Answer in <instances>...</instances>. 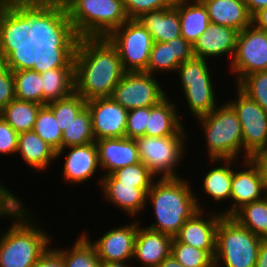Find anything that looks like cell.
I'll list each match as a JSON object with an SVG mask.
<instances>
[{"instance_id":"49","label":"cell","mask_w":267,"mask_h":267,"mask_svg":"<svg viewBox=\"0 0 267 267\" xmlns=\"http://www.w3.org/2000/svg\"><path fill=\"white\" fill-rule=\"evenodd\" d=\"M252 24L256 28L267 32V7L259 10L252 16Z\"/></svg>"},{"instance_id":"23","label":"cell","mask_w":267,"mask_h":267,"mask_svg":"<svg viewBox=\"0 0 267 267\" xmlns=\"http://www.w3.org/2000/svg\"><path fill=\"white\" fill-rule=\"evenodd\" d=\"M193 57L192 45L182 36L167 42H153L145 72L152 75L175 73L178 66Z\"/></svg>"},{"instance_id":"47","label":"cell","mask_w":267,"mask_h":267,"mask_svg":"<svg viewBox=\"0 0 267 267\" xmlns=\"http://www.w3.org/2000/svg\"><path fill=\"white\" fill-rule=\"evenodd\" d=\"M249 159L258 168L260 177L264 181L267 190V151L265 149L256 151Z\"/></svg>"},{"instance_id":"33","label":"cell","mask_w":267,"mask_h":267,"mask_svg":"<svg viewBox=\"0 0 267 267\" xmlns=\"http://www.w3.org/2000/svg\"><path fill=\"white\" fill-rule=\"evenodd\" d=\"M231 217L253 234L267 238V196L243 205Z\"/></svg>"},{"instance_id":"30","label":"cell","mask_w":267,"mask_h":267,"mask_svg":"<svg viewBox=\"0 0 267 267\" xmlns=\"http://www.w3.org/2000/svg\"><path fill=\"white\" fill-rule=\"evenodd\" d=\"M214 168L204 172L202 192L211 197L215 204L231 199L232 165L238 164L236 159H208ZM222 162V163H221ZM216 163V164H215ZM219 164V165H217ZM216 165V166H215Z\"/></svg>"},{"instance_id":"52","label":"cell","mask_w":267,"mask_h":267,"mask_svg":"<svg viewBox=\"0 0 267 267\" xmlns=\"http://www.w3.org/2000/svg\"><path fill=\"white\" fill-rule=\"evenodd\" d=\"M157 267H185V266L181 265L175 259V257L172 254H170Z\"/></svg>"},{"instance_id":"25","label":"cell","mask_w":267,"mask_h":267,"mask_svg":"<svg viewBox=\"0 0 267 267\" xmlns=\"http://www.w3.org/2000/svg\"><path fill=\"white\" fill-rule=\"evenodd\" d=\"M15 98L43 105L40 70L21 52L12 64Z\"/></svg>"},{"instance_id":"24","label":"cell","mask_w":267,"mask_h":267,"mask_svg":"<svg viewBox=\"0 0 267 267\" xmlns=\"http://www.w3.org/2000/svg\"><path fill=\"white\" fill-rule=\"evenodd\" d=\"M140 223L134 243L133 260L140 267H157L171 254V235L148 229Z\"/></svg>"},{"instance_id":"38","label":"cell","mask_w":267,"mask_h":267,"mask_svg":"<svg viewBox=\"0 0 267 267\" xmlns=\"http://www.w3.org/2000/svg\"><path fill=\"white\" fill-rule=\"evenodd\" d=\"M215 253L216 251L199 250L172 239L171 254L185 267H215Z\"/></svg>"},{"instance_id":"51","label":"cell","mask_w":267,"mask_h":267,"mask_svg":"<svg viewBox=\"0 0 267 267\" xmlns=\"http://www.w3.org/2000/svg\"><path fill=\"white\" fill-rule=\"evenodd\" d=\"M246 7L251 16L267 7V0H245Z\"/></svg>"},{"instance_id":"27","label":"cell","mask_w":267,"mask_h":267,"mask_svg":"<svg viewBox=\"0 0 267 267\" xmlns=\"http://www.w3.org/2000/svg\"><path fill=\"white\" fill-rule=\"evenodd\" d=\"M208 11L210 23L242 31L252 24L245 0H201Z\"/></svg>"},{"instance_id":"3","label":"cell","mask_w":267,"mask_h":267,"mask_svg":"<svg viewBox=\"0 0 267 267\" xmlns=\"http://www.w3.org/2000/svg\"><path fill=\"white\" fill-rule=\"evenodd\" d=\"M24 204L15 199L6 209V217L12 223L8 230L0 228V267H33L47 248L52 247V236L38 225L39 219L36 221L34 213Z\"/></svg>"},{"instance_id":"50","label":"cell","mask_w":267,"mask_h":267,"mask_svg":"<svg viewBox=\"0 0 267 267\" xmlns=\"http://www.w3.org/2000/svg\"><path fill=\"white\" fill-rule=\"evenodd\" d=\"M255 267H267V238L261 239V244L258 252V259Z\"/></svg>"},{"instance_id":"11","label":"cell","mask_w":267,"mask_h":267,"mask_svg":"<svg viewBox=\"0 0 267 267\" xmlns=\"http://www.w3.org/2000/svg\"><path fill=\"white\" fill-rule=\"evenodd\" d=\"M157 76L145 71L125 72L111 98L127 111L153 107L169 96Z\"/></svg>"},{"instance_id":"16","label":"cell","mask_w":267,"mask_h":267,"mask_svg":"<svg viewBox=\"0 0 267 267\" xmlns=\"http://www.w3.org/2000/svg\"><path fill=\"white\" fill-rule=\"evenodd\" d=\"M95 141L103 138L125 137L128 111L111 97L87 101Z\"/></svg>"},{"instance_id":"35","label":"cell","mask_w":267,"mask_h":267,"mask_svg":"<svg viewBox=\"0 0 267 267\" xmlns=\"http://www.w3.org/2000/svg\"><path fill=\"white\" fill-rule=\"evenodd\" d=\"M95 142L92 118L85 106L62 133V148Z\"/></svg>"},{"instance_id":"43","label":"cell","mask_w":267,"mask_h":267,"mask_svg":"<svg viewBox=\"0 0 267 267\" xmlns=\"http://www.w3.org/2000/svg\"><path fill=\"white\" fill-rule=\"evenodd\" d=\"M150 107L136 108L128 111L125 137L135 139L146 135Z\"/></svg>"},{"instance_id":"12","label":"cell","mask_w":267,"mask_h":267,"mask_svg":"<svg viewBox=\"0 0 267 267\" xmlns=\"http://www.w3.org/2000/svg\"><path fill=\"white\" fill-rule=\"evenodd\" d=\"M228 70L238 84L246 75L267 71V32L253 24L238 32L236 49Z\"/></svg>"},{"instance_id":"41","label":"cell","mask_w":267,"mask_h":267,"mask_svg":"<svg viewBox=\"0 0 267 267\" xmlns=\"http://www.w3.org/2000/svg\"><path fill=\"white\" fill-rule=\"evenodd\" d=\"M111 175L121 184H136L138 188H151L157 179L141 162L117 169Z\"/></svg>"},{"instance_id":"45","label":"cell","mask_w":267,"mask_h":267,"mask_svg":"<svg viewBox=\"0 0 267 267\" xmlns=\"http://www.w3.org/2000/svg\"><path fill=\"white\" fill-rule=\"evenodd\" d=\"M12 67L0 77V111L15 99Z\"/></svg>"},{"instance_id":"54","label":"cell","mask_w":267,"mask_h":267,"mask_svg":"<svg viewBox=\"0 0 267 267\" xmlns=\"http://www.w3.org/2000/svg\"><path fill=\"white\" fill-rule=\"evenodd\" d=\"M8 19V16L6 15V12L3 8V0H0V25Z\"/></svg>"},{"instance_id":"7","label":"cell","mask_w":267,"mask_h":267,"mask_svg":"<svg viewBox=\"0 0 267 267\" xmlns=\"http://www.w3.org/2000/svg\"><path fill=\"white\" fill-rule=\"evenodd\" d=\"M261 239L231 216H222L216 230L215 267H255Z\"/></svg>"},{"instance_id":"46","label":"cell","mask_w":267,"mask_h":267,"mask_svg":"<svg viewBox=\"0 0 267 267\" xmlns=\"http://www.w3.org/2000/svg\"><path fill=\"white\" fill-rule=\"evenodd\" d=\"M33 267H65L63 256L55 247H48Z\"/></svg>"},{"instance_id":"5","label":"cell","mask_w":267,"mask_h":267,"mask_svg":"<svg viewBox=\"0 0 267 267\" xmlns=\"http://www.w3.org/2000/svg\"><path fill=\"white\" fill-rule=\"evenodd\" d=\"M190 181L182 177L154 180L146 203H151L155 222L149 224L148 229L174 237L187 219L205 209Z\"/></svg>"},{"instance_id":"2","label":"cell","mask_w":267,"mask_h":267,"mask_svg":"<svg viewBox=\"0 0 267 267\" xmlns=\"http://www.w3.org/2000/svg\"><path fill=\"white\" fill-rule=\"evenodd\" d=\"M73 55L74 92L86 101L111 97L125 74L119 52L107 37L63 41Z\"/></svg>"},{"instance_id":"1","label":"cell","mask_w":267,"mask_h":267,"mask_svg":"<svg viewBox=\"0 0 267 267\" xmlns=\"http://www.w3.org/2000/svg\"><path fill=\"white\" fill-rule=\"evenodd\" d=\"M122 0H59L40 19L53 39L108 37L128 20Z\"/></svg>"},{"instance_id":"42","label":"cell","mask_w":267,"mask_h":267,"mask_svg":"<svg viewBox=\"0 0 267 267\" xmlns=\"http://www.w3.org/2000/svg\"><path fill=\"white\" fill-rule=\"evenodd\" d=\"M129 19H138L145 12L171 7L174 0H122Z\"/></svg>"},{"instance_id":"31","label":"cell","mask_w":267,"mask_h":267,"mask_svg":"<svg viewBox=\"0 0 267 267\" xmlns=\"http://www.w3.org/2000/svg\"><path fill=\"white\" fill-rule=\"evenodd\" d=\"M138 20L149 31L153 42H167L181 37L180 18L174 3L165 9L145 12Z\"/></svg>"},{"instance_id":"34","label":"cell","mask_w":267,"mask_h":267,"mask_svg":"<svg viewBox=\"0 0 267 267\" xmlns=\"http://www.w3.org/2000/svg\"><path fill=\"white\" fill-rule=\"evenodd\" d=\"M72 245L71 249L56 247L63 256L65 267H96L100 263L94 245L83 233Z\"/></svg>"},{"instance_id":"9","label":"cell","mask_w":267,"mask_h":267,"mask_svg":"<svg viewBox=\"0 0 267 267\" xmlns=\"http://www.w3.org/2000/svg\"><path fill=\"white\" fill-rule=\"evenodd\" d=\"M188 135H171L163 137L142 136L135 138L140 162L156 178H176V173L186 155ZM180 163V165H179Z\"/></svg>"},{"instance_id":"36","label":"cell","mask_w":267,"mask_h":267,"mask_svg":"<svg viewBox=\"0 0 267 267\" xmlns=\"http://www.w3.org/2000/svg\"><path fill=\"white\" fill-rule=\"evenodd\" d=\"M59 0H3L8 18L39 20Z\"/></svg>"},{"instance_id":"17","label":"cell","mask_w":267,"mask_h":267,"mask_svg":"<svg viewBox=\"0 0 267 267\" xmlns=\"http://www.w3.org/2000/svg\"><path fill=\"white\" fill-rule=\"evenodd\" d=\"M40 28L36 19L8 18L0 25V77L12 67L24 44Z\"/></svg>"},{"instance_id":"37","label":"cell","mask_w":267,"mask_h":267,"mask_svg":"<svg viewBox=\"0 0 267 267\" xmlns=\"http://www.w3.org/2000/svg\"><path fill=\"white\" fill-rule=\"evenodd\" d=\"M33 131L54 150L62 148V132L53 111L47 105L39 109Z\"/></svg>"},{"instance_id":"18","label":"cell","mask_w":267,"mask_h":267,"mask_svg":"<svg viewBox=\"0 0 267 267\" xmlns=\"http://www.w3.org/2000/svg\"><path fill=\"white\" fill-rule=\"evenodd\" d=\"M64 155V165L62 167V180L69 185H82L89 182L94 174L100 169L98 161V150L96 142L85 145L69 146L56 151V159ZM82 183V184H81Z\"/></svg>"},{"instance_id":"29","label":"cell","mask_w":267,"mask_h":267,"mask_svg":"<svg viewBox=\"0 0 267 267\" xmlns=\"http://www.w3.org/2000/svg\"><path fill=\"white\" fill-rule=\"evenodd\" d=\"M20 155L24 164L36 171L45 172L56 160V150L43 141L34 131L19 133L16 155Z\"/></svg>"},{"instance_id":"48","label":"cell","mask_w":267,"mask_h":267,"mask_svg":"<svg viewBox=\"0 0 267 267\" xmlns=\"http://www.w3.org/2000/svg\"><path fill=\"white\" fill-rule=\"evenodd\" d=\"M5 184L0 183V220L6 218V209L12 204L15 199H20L12 190H9Z\"/></svg>"},{"instance_id":"13","label":"cell","mask_w":267,"mask_h":267,"mask_svg":"<svg viewBox=\"0 0 267 267\" xmlns=\"http://www.w3.org/2000/svg\"><path fill=\"white\" fill-rule=\"evenodd\" d=\"M237 89V90H236ZM236 99L227 102L236 111L243 132V160L267 145V112L237 86Z\"/></svg>"},{"instance_id":"39","label":"cell","mask_w":267,"mask_h":267,"mask_svg":"<svg viewBox=\"0 0 267 267\" xmlns=\"http://www.w3.org/2000/svg\"><path fill=\"white\" fill-rule=\"evenodd\" d=\"M86 104L87 101L82 96L73 92L66 98L47 103L46 105L53 111L59 124V129L63 133Z\"/></svg>"},{"instance_id":"32","label":"cell","mask_w":267,"mask_h":267,"mask_svg":"<svg viewBox=\"0 0 267 267\" xmlns=\"http://www.w3.org/2000/svg\"><path fill=\"white\" fill-rule=\"evenodd\" d=\"M42 106L15 98L0 111V116L17 133L33 131L37 114Z\"/></svg>"},{"instance_id":"44","label":"cell","mask_w":267,"mask_h":267,"mask_svg":"<svg viewBox=\"0 0 267 267\" xmlns=\"http://www.w3.org/2000/svg\"><path fill=\"white\" fill-rule=\"evenodd\" d=\"M18 138L19 133L0 116V155L16 156Z\"/></svg>"},{"instance_id":"53","label":"cell","mask_w":267,"mask_h":267,"mask_svg":"<svg viewBox=\"0 0 267 267\" xmlns=\"http://www.w3.org/2000/svg\"><path fill=\"white\" fill-rule=\"evenodd\" d=\"M101 267H131L129 262H100Z\"/></svg>"},{"instance_id":"19","label":"cell","mask_w":267,"mask_h":267,"mask_svg":"<svg viewBox=\"0 0 267 267\" xmlns=\"http://www.w3.org/2000/svg\"><path fill=\"white\" fill-rule=\"evenodd\" d=\"M222 216L215 209L199 210L184 222L173 238L199 250L216 251V230Z\"/></svg>"},{"instance_id":"22","label":"cell","mask_w":267,"mask_h":267,"mask_svg":"<svg viewBox=\"0 0 267 267\" xmlns=\"http://www.w3.org/2000/svg\"><path fill=\"white\" fill-rule=\"evenodd\" d=\"M95 142L98 150L99 166L102 171L104 170L102 176L110 175L117 169L140 162L134 139L127 137L103 138Z\"/></svg>"},{"instance_id":"8","label":"cell","mask_w":267,"mask_h":267,"mask_svg":"<svg viewBox=\"0 0 267 267\" xmlns=\"http://www.w3.org/2000/svg\"><path fill=\"white\" fill-rule=\"evenodd\" d=\"M207 59L192 57L181 63L175 71L190 114L195 119L212 112L218 105L215 81ZM209 66V67H208ZM217 99V100H216Z\"/></svg>"},{"instance_id":"26","label":"cell","mask_w":267,"mask_h":267,"mask_svg":"<svg viewBox=\"0 0 267 267\" xmlns=\"http://www.w3.org/2000/svg\"><path fill=\"white\" fill-rule=\"evenodd\" d=\"M176 101L169 100L168 96L159 104L150 107L146 136L163 137L171 135H188L183 125L184 120L177 108ZM178 110V111H177Z\"/></svg>"},{"instance_id":"20","label":"cell","mask_w":267,"mask_h":267,"mask_svg":"<svg viewBox=\"0 0 267 267\" xmlns=\"http://www.w3.org/2000/svg\"><path fill=\"white\" fill-rule=\"evenodd\" d=\"M99 178V179H98ZM98 185L102 189L103 198L114 207L124 212L126 216L133 219L142 214L147 208V192L150 188H138L136 184H121L111 174L98 177ZM136 216V217H135Z\"/></svg>"},{"instance_id":"10","label":"cell","mask_w":267,"mask_h":267,"mask_svg":"<svg viewBox=\"0 0 267 267\" xmlns=\"http://www.w3.org/2000/svg\"><path fill=\"white\" fill-rule=\"evenodd\" d=\"M107 38L117 48L126 72L147 70L153 39L138 19H128Z\"/></svg>"},{"instance_id":"15","label":"cell","mask_w":267,"mask_h":267,"mask_svg":"<svg viewBox=\"0 0 267 267\" xmlns=\"http://www.w3.org/2000/svg\"><path fill=\"white\" fill-rule=\"evenodd\" d=\"M141 221L115 226L103 233L97 240L90 239L86 230L82 232L94 245L100 262H131L134 255V243ZM93 241V242H92Z\"/></svg>"},{"instance_id":"14","label":"cell","mask_w":267,"mask_h":267,"mask_svg":"<svg viewBox=\"0 0 267 267\" xmlns=\"http://www.w3.org/2000/svg\"><path fill=\"white\" fill-rule=\"evenodd\" d=\"M238 162V170L232 165L231 199L227 208L219 212L223 216H232L243 205L255 202L267 196L264 181L260 177L258 168L250 159ZM240 165V166H239Z\"/></svg>"},{"instance_id":"4","label":"cell","mask_w":267,"mask_h":267,"mask_svg":"<svg viewBox=\"0 0 267 267\" xmlns=\"http://www.w3.org/2000/svg\"><path fill=\"white\" fill-rule=\"evenodd\" d=\"M22 53L40 70L43 105L74 92V63L71 49L40 28L23 46Z\"/></svg>"},{"instance_id":"21","label":"cell","mask_w":267,"mask_h":267,"mask_svg":"<svg viewBox=\"0 0 267 267\" xmlns=\"http://www.w3.org/2000/svg\"><path fill=\"white\" fill-rule=\"evenodd\" d=\"M237 35L238 31L233 28L210 23L207 30L192 45L193 56L210 61L225 55L231 62Z\"/></svg>"},{"instance_id":"40","label":"cell","mask_w":267,"mask_h":267,"mask_svg":"<svg viewBox=\"0 0 267 267\" xmlns=\"http://www.w3.org/2000/svg\"><path fill=\"white\" fill-rule=\"evenodd\" d=\"M236 86L267 112V71L246 75Z\"/></svg>"},{"instance_id":"28","label":"cell","mask_w":267,"mask_h":267,"mask_svg":"<svg viewBox=\"0 0 267 267\" xmlns=\"http://www.w3.org/2000/svg\"><path fill=\"white\" fill-rule=\"evenodd\" d=\"M180 18L181 36L191 45L208 28L210 19L201 0H174Z\"/></svg>"},{"instance_id":"6","label":"cell","mask_w":267,"mask_h":267,"mask_svg":"<svg viewBox=\"0 0 267 267\" xmlns=\"http://www.w3.org/2000/svg\"><path fill=\"white\" fill-rule=\"evenodd\" d=\"M205 139L208 159H237L243 153V132L236 111L223 102L209 114L196 118Z\"/></svg>"}]
</instances>
